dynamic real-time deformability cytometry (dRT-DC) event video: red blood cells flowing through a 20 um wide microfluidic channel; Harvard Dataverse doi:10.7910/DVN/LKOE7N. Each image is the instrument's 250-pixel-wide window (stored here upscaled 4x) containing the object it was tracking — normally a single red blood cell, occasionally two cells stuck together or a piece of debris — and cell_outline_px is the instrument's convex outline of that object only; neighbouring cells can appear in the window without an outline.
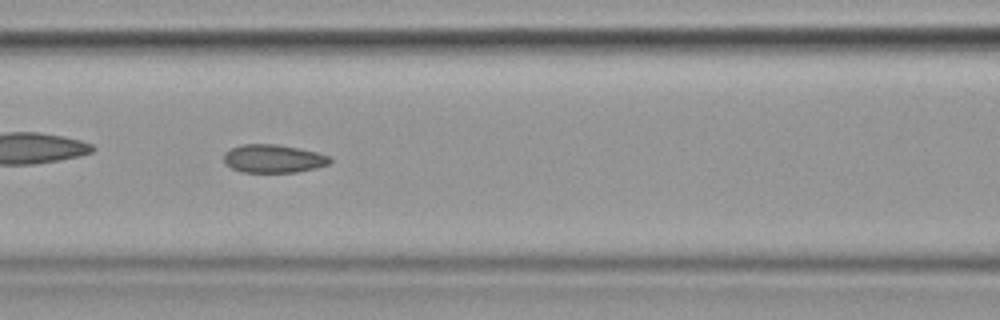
{"species": "common noctule bat (a hibernating species)", "species_latin": "Nyctalus noctula", "temperature_condition": "cold", "stored_images_in_passage": 55, "camera_frame_rate_fps": 3000, "um_per_image_px": 0.085, "animal": {"sex": "female", "body_mass_g": 19.9}, "frame": {"image": 1, "passage_image": 24, "time_ms": 7.667, "image_size_px": [1000, 320], "cell_outline_px": [[332, 160], [328, 164], [316, 168], [296, 172], [244, 172], [232, 168], [224, 164], [224, 152], [240, 144], [276, 144], [300, 148], [332, 156]], "centroid_in_image_um": [23.24, 13.48], "position_along_channel_um": 143.4, "area_um2": 17.57}, "authors_computed_cell_mechanics": {"area_um2": 18.5538, "velocity_mm_per_s": 3.5949, "shape_relaxation_time_tau1_ms": null, "shape_relaxation_time_tau2_ms": 2.9481, "deformation_change_tau1": null, "deformation_change_tau2": 0.0722}}